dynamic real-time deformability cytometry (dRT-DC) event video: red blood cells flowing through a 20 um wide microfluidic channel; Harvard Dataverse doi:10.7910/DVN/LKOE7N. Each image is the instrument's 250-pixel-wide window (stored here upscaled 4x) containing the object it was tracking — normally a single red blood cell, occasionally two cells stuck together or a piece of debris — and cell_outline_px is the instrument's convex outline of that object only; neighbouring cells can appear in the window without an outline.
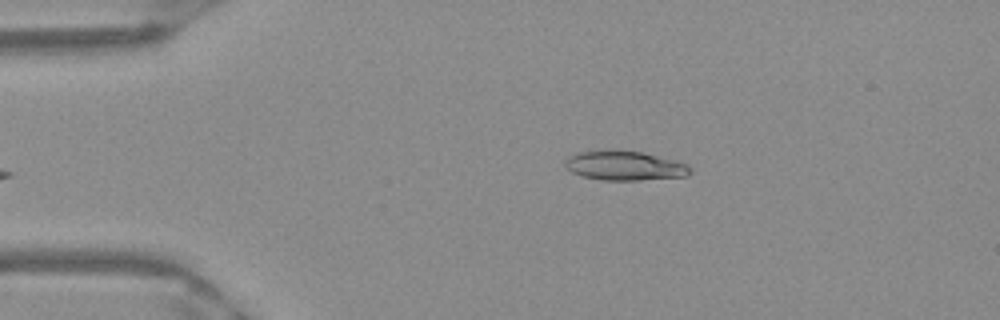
{"species": "Egyptian fruit bat (a non-hibernating species)", "species_latin": "Rousettus aegyptiacus", "temperature_condition": "warm", "stored_images_in_passage": 47, "camera_frame_rate_fps": 3000, "um_per_image_px": 0.085, "frame": {"image": 1, "passage_image": 6, "time_ms": 1.667, "image_size_px": [1000, 320], "cell_outline_px": [[692, 172], [688, 176], [640, 180], [604, 180], [584, 176], [572, 172], [564, 164], [564, 160], [568, 156], [576, 152], [604, 148], [608, 148], [644, 152], [676, 160], [688, 164], [692, 168]], "centroid_in_image_um": [53.1, 14.04], "position_along_channel_um": 31.9, "area_um2": 22.08}}
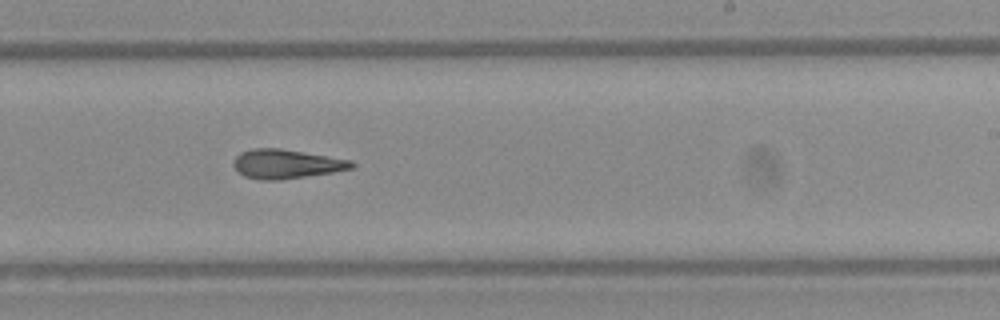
{"frame": {"image": 2, "passage_image": 27, "time_ms": 8.667, "image_size_px": [1000, 320], "cell_outline_px": [[356, 164], [352, 168], [332, 172], [280, 180], [260, 180], [244, 176], [232, 164], [236, 156], [240, 152], [252, 148], [280, 148], [352, 160]], "centroid_in_image_um": [24.32, 13.93], "position_along_channel_um": 264.7, "area_um2": 20.0}}
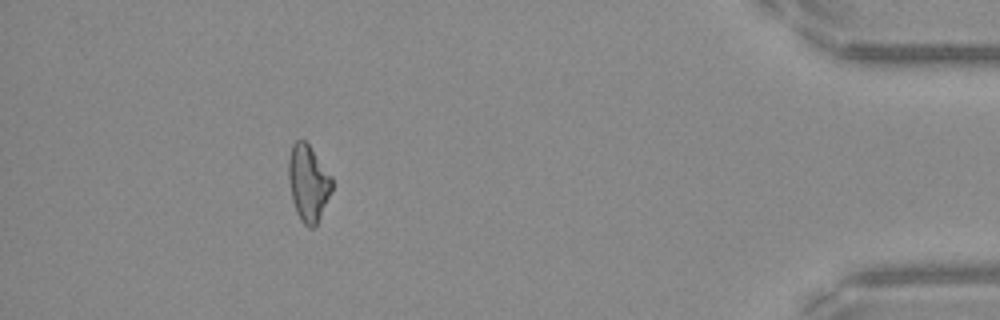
{"frame": {"image": 3, "passage_image": 42, "time_ms": 13.667, "image_size_px": [1000, 320], "cell_outline_px": [[332, 188], [320, 216], [316, 224], [312, 228], [308, 228], [300, 220], [296, 212], [292, 200], [288, 180], [288, 160], [292, 144], [296, 140], [304, 140], [308, 144], [332, 176]], "centroid_in_image_um": [26.17, 15.55], "position_along_channel_um": 409.0, "area_um2": 19.19}, "authors_computed_cell_mechanics": {"area_um2": 20.23, "velocity_mm_per_s": 3.9894, "shape_relaxation_time_tau1_ms": 8.4916, "shape_relaxation_time_tau2_ms": 3.6674, "deformation_change_tau1": 0.2266, "deformation_change_tau2": 0.1432}}